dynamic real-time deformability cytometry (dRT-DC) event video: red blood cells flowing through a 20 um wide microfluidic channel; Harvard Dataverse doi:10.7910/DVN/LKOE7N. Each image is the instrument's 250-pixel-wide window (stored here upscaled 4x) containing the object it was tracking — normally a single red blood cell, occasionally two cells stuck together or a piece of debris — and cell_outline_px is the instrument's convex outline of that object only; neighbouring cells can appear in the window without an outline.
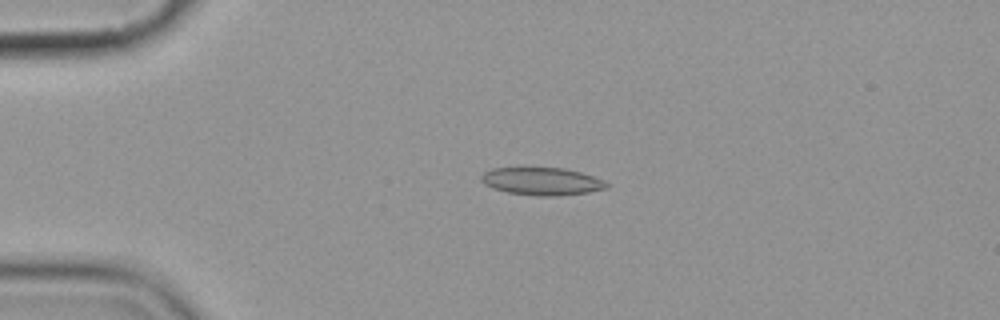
{"species": "common noctule bat (a hibernating species)", "species_latin": "Nyctalus noctula", "temperature_condition": "cold", "stored_images_in_passage": 3, "camera_frame_rate_fps": 3000, "um_per_image_px": 0.085, "animal": {"sex": "female", "body_mass_g": 19.9}, "frame": {"image": 1, "passage_image": 2, "time_ms": 1.333, "image_size_px": [1000, 320], "cell_outline_px": [[608, 188], [588, 192], [556, 196], [536, 196], [508, 192], [492, 188], [484, 184], [480, 180], [480, 176], [484, 172], [492, 168], [564, 168], [580, 172], [604, 180], [608, 184]], "centroid_in_image_um": [46.04, 15.41], "position_along_channel_um": 39.0, "area_um2": 20.17}}